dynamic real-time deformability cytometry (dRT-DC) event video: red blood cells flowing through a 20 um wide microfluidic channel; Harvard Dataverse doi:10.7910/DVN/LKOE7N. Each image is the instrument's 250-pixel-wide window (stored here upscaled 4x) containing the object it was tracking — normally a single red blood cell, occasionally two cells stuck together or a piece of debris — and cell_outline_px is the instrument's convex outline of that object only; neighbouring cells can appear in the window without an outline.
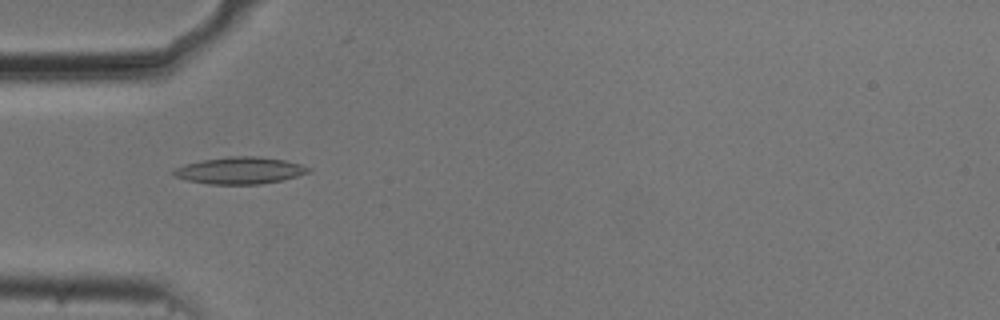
{"species": "common noctule bat (a hibernating species)", "species_latin": "Nyctalus noctula", "temperature_condition": "cold", "stored_images_in_passage": 38, "camera_frame_rate_fps": 3000, "um_per_image_px": 0.085, "animal": {"sex": "male", "body_mass_g": 20.5, "forearm_length_mm": 52.5}, "frame": {"image": 1, "passage_image": 1, "time_ms": 0.0, "image_size_px": [1000, 320], "cell_outline_px": [[312, 168], [308, 172], [284, 180], [260, 184], [208, 184], [188, 180], [172, 176], [172, 172], [176, 168], [184, 164], [204, 160], [228, 156], [256, 156], [284, 160], [300, 164]], "centroid_in_image_um": [20.38, 14.49], "position_along_channel_um": 64.6, "area_um2": 21.04}}
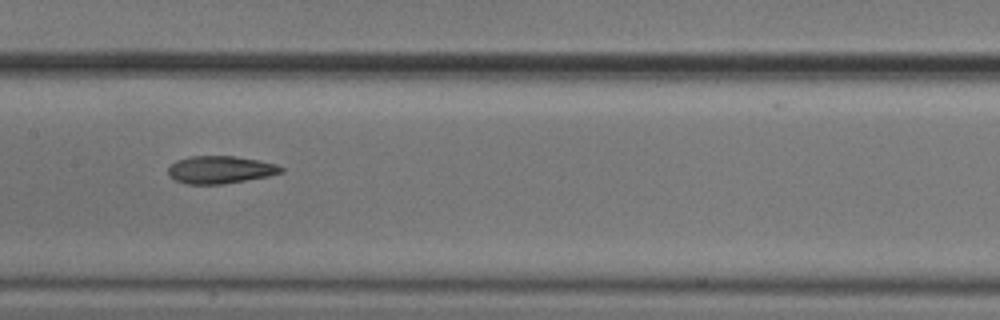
{"frame": {"image": 2, "passage_image": 11, "time_ms": 3.333, "image_size_px": [1000, 320], "cell_outline_px": [[284, 172], [268, 176], [220, 184], [188, 184], [176, 180], [168, 176], [168, 168], [176, 160], [192, 156], [236, 156], [260, 160], [276, 164], [284, 168]], "centroid_in_image_um": [18.73, 14.41], "position_along_channel_um": 188.7, "area_um2": 18.09}}
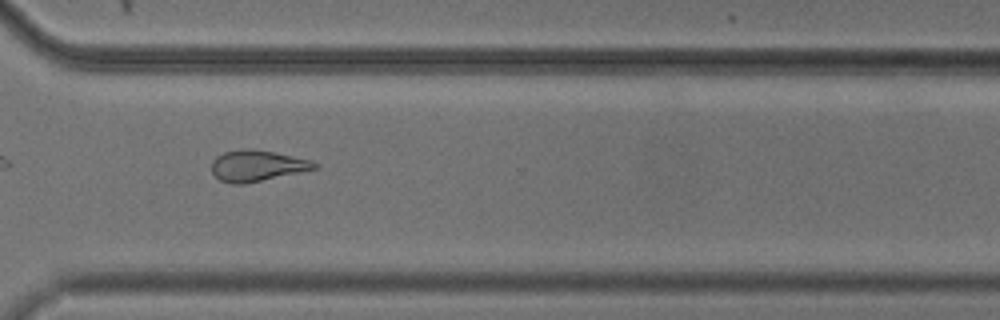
{"frame": {"image": 3, "passage_image": 24, "time_ms": 7.667, "image_size_px": [1000, 320], "cell_outline_px": [[320, 164], [316, 168], [244, 184], [232, 184], [220, 180], [212, 172], [212, 160], [216, 156], [224, 152], [244, 148], [252, 148], [312, 160]], "centroid_in_image_um": [21.82, 14.08], "position_along_channel_um": 348.8, "area_um2": 18.44}, "authors_computed_cell_mechanics": {"area_um2": 18.785, "velocity_mm_per_s": 3.7159, "shape_relaxation_time_tau1_ms": 5.6833, "shape_relaxation_time_tau2_ms": 3.4664, "deformation_change_tau1": 0.1709, "deformation_change_tau2": 0.1276}}